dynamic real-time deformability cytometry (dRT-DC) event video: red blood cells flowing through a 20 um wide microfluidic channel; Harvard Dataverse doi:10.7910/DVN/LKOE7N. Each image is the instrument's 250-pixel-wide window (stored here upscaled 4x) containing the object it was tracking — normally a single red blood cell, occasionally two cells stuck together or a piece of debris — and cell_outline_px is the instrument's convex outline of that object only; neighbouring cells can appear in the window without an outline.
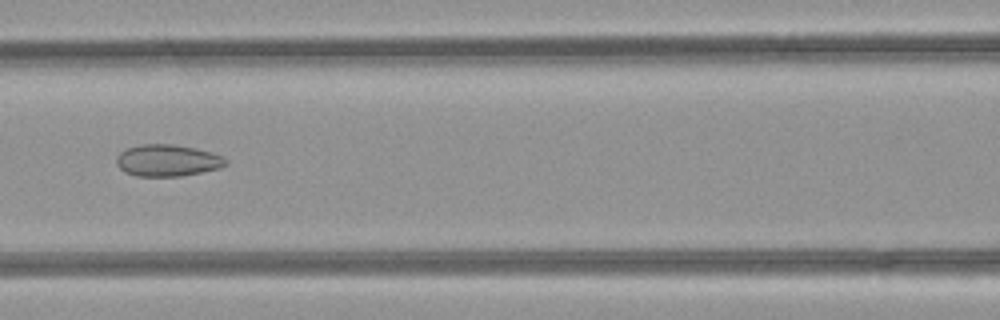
{"species": "common noctule bat (a hibernating species)", "species_latin": "Nyctalus noctula", "temperature_condition": "room temperature", "stored_images_in_passage": 3, "camera_frame_rate_fps": 3000, "um_per_image_px": 0.085, "animal": {"sex": "female", "body_mass_g": 21.9}, "frame": {"image": 1, "passage_image": 3, "time_ms": 0.667, "image_size_px": [1000, 320], "cell_outline_px": [[228, 164], [216, 168], [200, 172], [180, 176], [136, 176], [124, 172], [116, 164], [116, 156], [124, 148], [140, 144], [172, 144], [196, 148], [212, 152], [224, 156], [228, 160]], "centroid_in_image_um": [14.2, 13.62], "position_along_channel_um": 152.4, "area_um2": 20.4}}